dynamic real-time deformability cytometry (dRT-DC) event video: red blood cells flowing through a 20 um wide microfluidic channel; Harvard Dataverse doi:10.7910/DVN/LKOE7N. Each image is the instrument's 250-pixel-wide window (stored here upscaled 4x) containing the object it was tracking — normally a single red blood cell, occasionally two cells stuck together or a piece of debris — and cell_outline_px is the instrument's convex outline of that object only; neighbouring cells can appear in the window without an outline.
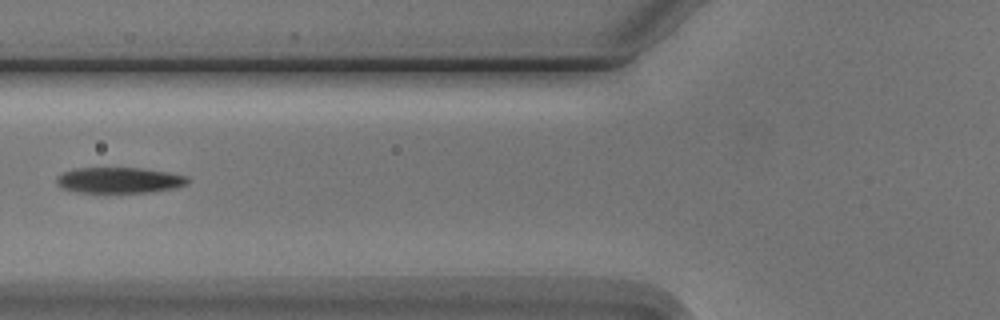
{"species": "Egyptian fruit bat (a non-hibernating species)", "species_latin": "Rousettus aegyptiacus", "temperature_condition": "cold", "stored_images_in_passage": 6, "camera_frame_rate_fps": 3000, "um_per_image_px": 0.085, "animal": {"sex": "male"}, "frame": {"image": 1, "passage_image": 5, "time_ms": 5.667, "image_size_px": [1000, 320], "cell_outline_px": [[188, 184], [176, 188], [152, 192], [76, 192], [60, 188], [56, 184], [56, 176], [72, 168], [140, 168], [168, 172], [188, 176]], "centroid_in_image_um": [10.12, 15.32], "position_along_channel_um": 115.7, "area_um2": 19.88}}
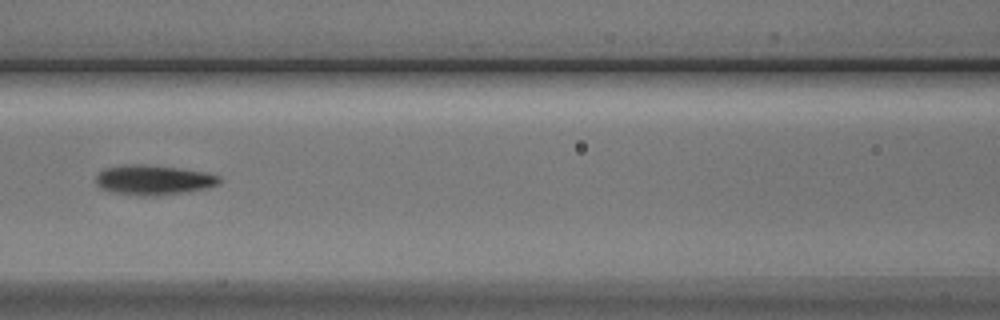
{"frame": {"image": 2, "passage_image": 6, "time_ms": 6.667, "image_size_px": [1000, 320], "cell_outline_px": [[220, 180], [216, 184], [204, 188], [184, 192], [156, 196], [140, 196], [108, 192], [100, 188], [96, 184], [96, 172], [104, 168], [124, 164], [144, 164], [176, 168], [200, 172], [220, 176]], "centroid_in_image_um": [12.91, 15.3], "position_along_channel_um": 153.7, "area_um2": 21.44}}